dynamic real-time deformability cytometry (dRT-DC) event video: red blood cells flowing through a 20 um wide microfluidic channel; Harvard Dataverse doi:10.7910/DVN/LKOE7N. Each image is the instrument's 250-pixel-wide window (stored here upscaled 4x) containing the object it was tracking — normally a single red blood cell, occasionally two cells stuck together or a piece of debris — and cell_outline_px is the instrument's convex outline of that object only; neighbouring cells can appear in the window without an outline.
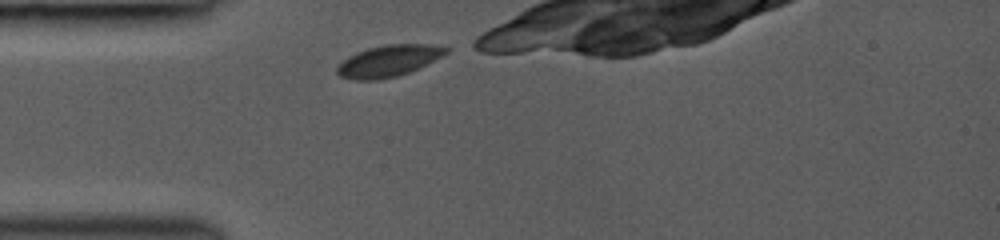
{"species": "common noctule bat (a hibernating species)", "species_latin": "Nyctalus noctula", "temperature_condition": "room temperature", "stored_images_in_passage": 6, "camera_frame_rate_fps": 3000, "um_per_image_px": 0.085, "animal": {"sex": "female", "body_mass_g": 19.0, "forearm_length_mm": 53.3}, "frame": {"image": 1, "passage_image": 1, "time_ms": 0.0, "image_size_px": [1000, 240], "cell_outline_px": [[452, 48], [448, 52], [408, 72], [396, 76], [376, 80], [356, 80], [340, 76], [336, 72], [336, 68], [348, 56], [356, 52], [368, 48], [384, 44], [432, 44]], "centroid_in_image_um": [33.0, 5.16], "position_along_channel_um": 52.0, "area_um2": 19.71}}
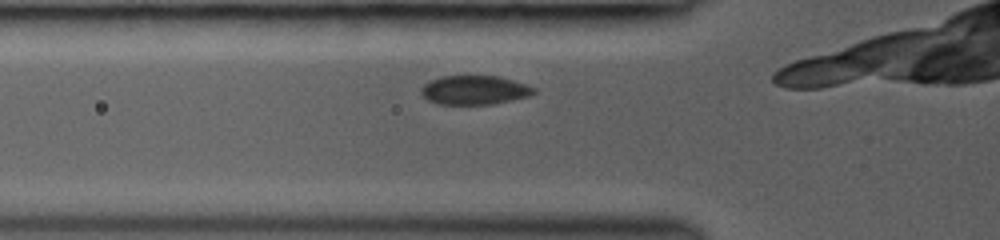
{"frame": {"image": 2, "passage_image": 4, "time_ms": 1.0, "image_size_px": [1000, 240], "cell_outline_px": [[536, 92], [528, 96], [492, 104], [436, 104], [428, 100], [420, 92], [420, 88], [424, 84], [440, 76], [500, 76], [536, 88]], "centroid_in_image_um": [40.3, 7.65], "position_along_channel_um": 85.5, "area_um2": 18.96}}